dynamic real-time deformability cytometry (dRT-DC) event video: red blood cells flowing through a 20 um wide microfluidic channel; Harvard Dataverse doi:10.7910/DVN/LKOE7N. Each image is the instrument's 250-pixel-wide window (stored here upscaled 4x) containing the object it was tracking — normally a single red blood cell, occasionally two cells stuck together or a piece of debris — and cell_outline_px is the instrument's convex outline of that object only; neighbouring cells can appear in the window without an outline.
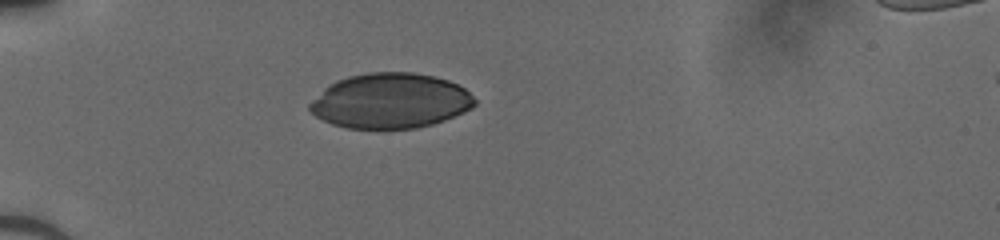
{"species": "human", "species_latin": "Homo sapiens", "temperature_condition": "cold", "stored_images_in_passage": 30, "camera_frame_rate_fps": 3000, "um_per_image_px": 0.085, "donor": {"sex": "male"}, "frame": {"image": 1, "passage_image": 1, "time_ms": 0.0, "image_size_px": [1000, 240], "cell_outline_px": [[476, 104], [472, 108], [464, 112], [444, 120], [432, 124], [416, 128], [348, 128], [332, 124], [316, 116], [308, 108], [308, 104], [328, 84], [336, 80], [348, 76], [368, 72], [412, 72], [436, 76], [448, 80], [464, 88], [476, 100]], "centroid_in_image_um": [33.18, 8.56], "position_along_channel_um": 51.8, "area_um2": 53.0}}
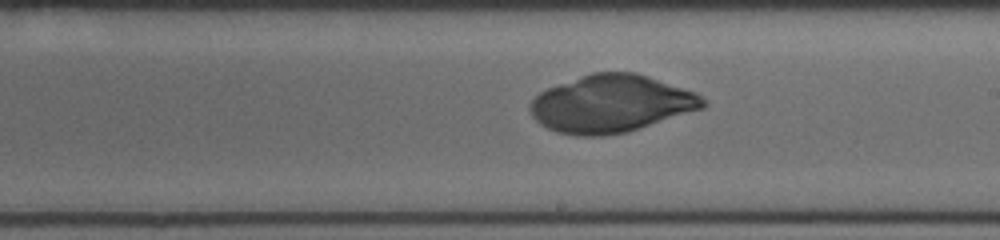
{"frame": {"image": 2, "passage_image": 16, "time_ms": 5.0, "image_size_px": [1000, 240], "cell_outline_px": [[708, 104], [704, 108], [628, 132], [604, 136], [576, 136], [556, 132], [540, 124], [532, 116], [528, 108], [532, 100], [540, 92], [548, 88], [592, 72], [636, 72], [696, 92]], "centroid_in_image_um": [51.96, 8.83], "position_along_channel_um": 237.0, "area_um2": 57.92}}
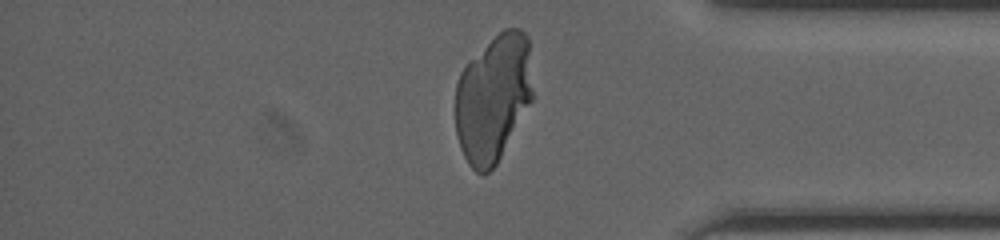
{"frame": {"image": 3, "passage_image": 28, "time_ms": 9.0, "image_size_px": [1000, 240], "cell_outline_px": [[532, 100], [496, 164], [484, 176], [476, 172], [468, 164], [460, 148], [456, 132], [456, 84], [460, 72], [504, 28], [520, 28], [528, 36], [532, 92]], "centroid_in_image_um": [41.91, 8.37], "position_along_channel_um": 393.3, "area_um2": 56.82}}